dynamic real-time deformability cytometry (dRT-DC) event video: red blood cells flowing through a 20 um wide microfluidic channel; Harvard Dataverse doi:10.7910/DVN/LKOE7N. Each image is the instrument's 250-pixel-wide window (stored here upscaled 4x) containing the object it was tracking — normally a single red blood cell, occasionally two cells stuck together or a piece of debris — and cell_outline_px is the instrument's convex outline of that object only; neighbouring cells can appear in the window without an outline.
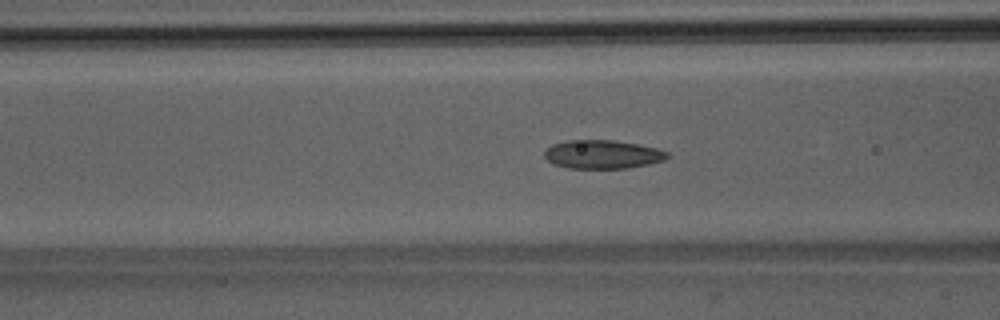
{"species": "Egyptian fruit bat (a non-hibernating species)", "species_latin": "Rousettus aegyptiacus", "temperature_condition": "room temperature", "stored_images_in_passage": 51, "camera_frame_rate_fps": 3000, "um_per_image_px": 0.085, "animal": {"sex": "male"}, "frame": {"image": 1, "passage_image": 20, "time_ms": 6.333, "image_size_px": [1000, 320], "cell_outline_px": [[672, 156], [664, 160], [648, 164], [628, 168], [568, 168], [552, 164], [544, 156], [544, 152], [552, 144], [568, 140], [612, 140], [636, 144], [656, 148], [668, 152]], "centroid_in_image_um": [51.21, 13.12], "position_along_channel_um": 115.4, "area_um2": 20.46}}
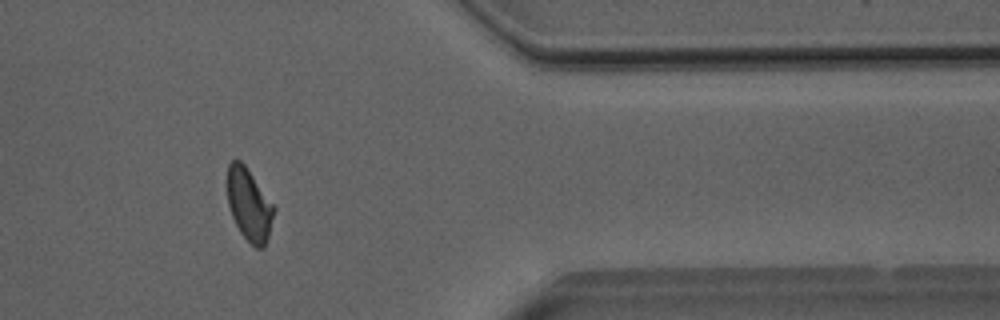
{"frame": {"image": 2, "passage_image": 42, "time_ms": 13.667, "image_size_px": [1000, 320], "cell_outline_px": [[276, 208], [268, 236], [264, 248], [256, 248], [240, 232], [232, 216], [228, 204], [228, 164], [232, 160], [240, 160], [244, 164]], "centroid_in_image_um": [21.18, 17.4], "position_along_channel_um": 390.2, "area_um2": 19.31}}
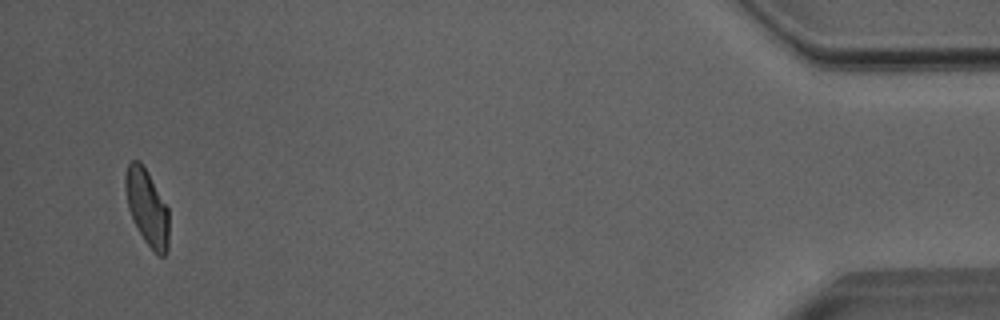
{"frame": {"image": 3, "passage_image": 49, "time_ms": 16.0, "image_size_px": [1000, 320], "cell_outline_px": [[168, 248], [164, 256], [160, 256], [144, 240], [128, 208], [124, 188], [124, 176], [128, 164], [132, 160], [140, 160], [168, 208]], "centroid_in_image_um": [12.48, 17.59], "position_along_channel_um": 422.7, "area_um2": 18.9}, "authors_computed_cell_mechanics": {"area_um2": 20.23, "velocity_mm_per_s": 4.0224, "shape_relaxation_time_tau1_ms": 4.9481, "shape_relaxation_time_tau2_ms": 1.494, "deformation_change_tau1": 0.135, "deformation_change_tau2": 0.0806}}